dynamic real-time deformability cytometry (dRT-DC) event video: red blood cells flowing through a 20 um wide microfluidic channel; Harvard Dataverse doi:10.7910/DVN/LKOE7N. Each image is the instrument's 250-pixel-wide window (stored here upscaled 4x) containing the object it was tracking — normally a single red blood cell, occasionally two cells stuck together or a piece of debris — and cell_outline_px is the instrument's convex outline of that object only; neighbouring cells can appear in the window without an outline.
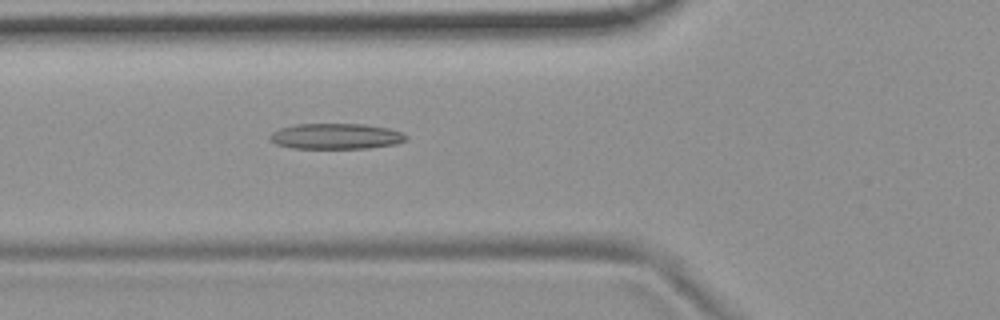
{"species": "common noctule bat (a hibernating species)", "species_latin": "Nyctalus noctula", "temperature_condition": "room temperature", "stored_images_in_passage": 2, "camera_frame_rate_fps": 3000, "um_per_image_px": 0.085, "animal": {"sex": "female", "body_mass_g": 19.9}, "frame": {"image": 1, "passage_image": 2, "time_ms": 0.333, "image_size_px": [1000, 320], "cell_outline_px": [[408, 136], [404, 140], [396, 144], [368, 148], [292, 148], [276, 144], [268, 136], [272, 132], [280, 128], [296, 124], [364, 124], [388, 128], [400, 132]], "centroid_in_image_um": [28.54, 11.58], "position_along_channel_um": 97.3, "area_um2": 20.23}}